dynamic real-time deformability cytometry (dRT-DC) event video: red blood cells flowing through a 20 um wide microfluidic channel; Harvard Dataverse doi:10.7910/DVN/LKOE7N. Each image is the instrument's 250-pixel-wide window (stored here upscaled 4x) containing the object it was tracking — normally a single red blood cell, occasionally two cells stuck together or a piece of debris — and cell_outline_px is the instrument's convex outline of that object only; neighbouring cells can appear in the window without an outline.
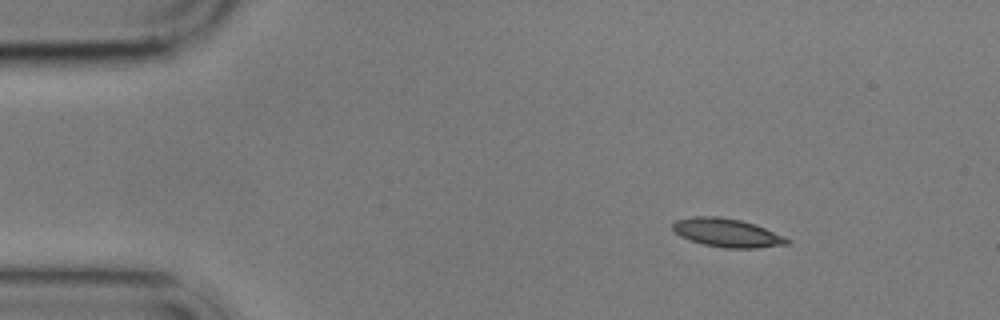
{"species": "common noctule bat (a hibernating species)", "species_latin": "Nyctalus noctula", "temperature_condition": "cold", "stored_images_in_passage": 8, "camera_frame_rate_fps": 3000, "um_per_image_px": 0.085, "animal": {"sex": "male", "body_mass_g": 17.9}, "frame": {"image": 1, "passage_image": 1, "time_ms": 0.0, "image_size_px": [1000, 320], "cell_outline_px": [[792, 240], [788, 244], [756, 248], [724, 248], [704, 244], [680, 236], [672, 232], [672, 224], [676, 220], [692, 216], [720, 216], [740, 220], [756, 224], [784, 236]], "centroid_in_image_um": [61.79, 19.78], "position_along_channel_um": 23.2, "area_um2": 19.13}}
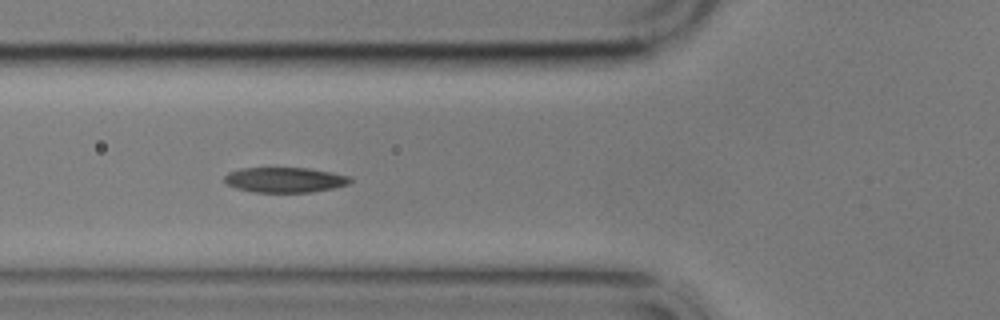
{"frame": {"image": 2, "passage_image": 4, "time_ms": 4.333, "image_size_px": [1000, 320], "cell_outline_px": [[352, 180], [348, 184], [332, 188], [312, 192], [252, 192], [236, 188], [228, 184], [224, 180], [224, 176], [228, 172], [240, 168], [308, 168], [332, 172], [352, 176]], "centroid_in_image_um": [24.22, 15.28], "position_along_channel_um": 101.6, "area_um2": 18.5}}
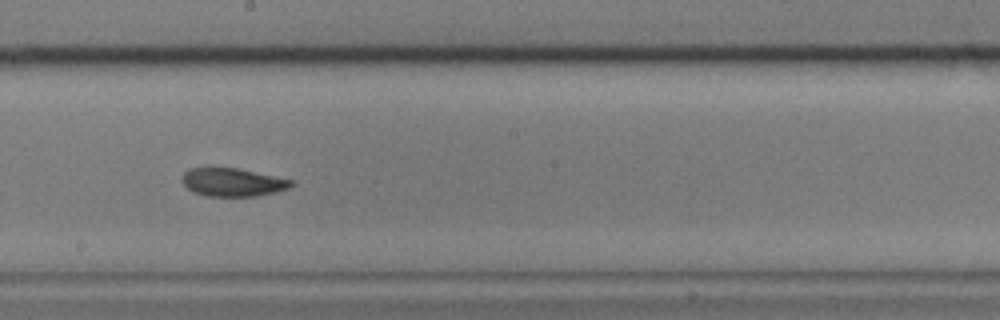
{"frame": {"image": 3, "passage_image": 7, "time_ms": 8.0, "image_size_px": [1000, 320], "cell_outline_px": [[296, 184], [292, 188], [276, 192], [256, 196], [208, 196], [192, 192], [180, 180], [184, 172], [192, 168], [208, 164], [236, 168], [292, 180]], "centroid_in_image_um": [19.73, 15.46], "position_along_channel_um": 228.5, "area_um2": 18.55}}